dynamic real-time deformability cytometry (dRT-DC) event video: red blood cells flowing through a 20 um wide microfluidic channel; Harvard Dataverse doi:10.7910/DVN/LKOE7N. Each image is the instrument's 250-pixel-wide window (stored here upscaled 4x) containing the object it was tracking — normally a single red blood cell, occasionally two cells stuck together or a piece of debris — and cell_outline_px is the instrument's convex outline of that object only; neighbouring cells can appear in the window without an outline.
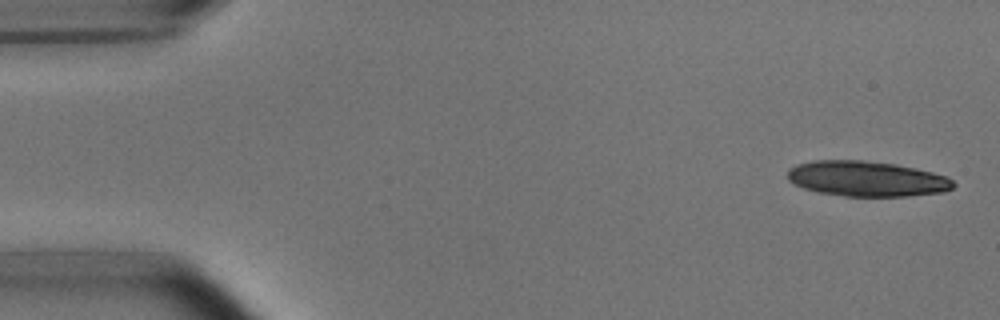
{"species": "common noctule bat (a hibernating species)", "species_latin": "Nyctalus noctula", "temperature_condition": "room temperature", "stored_images_in_passage": 13, "camera_frame_rate_fps": 3000, "um_per_image_px": 0.085, "animal": {"sex": "male", "body_mass_g": 15.6}, "frame": {"image": 1, "passage_image": 1, "time_ms": 0.0, "image_size_px": [1000, 320], "cell_outline_px": [[956, 184], [952, 188], [944, 192], [908, 196], [844, 196], [816, 192], [792, 184], [788, 180], [788, 168], [796, 164], [812, 160], [864, 160], [896, 164], [916, 168], [948, 176]], "centroid_in_image_um": [73.65, 15.19], "position_along_channel_um": 11.3, "area_um2": 34.51}}